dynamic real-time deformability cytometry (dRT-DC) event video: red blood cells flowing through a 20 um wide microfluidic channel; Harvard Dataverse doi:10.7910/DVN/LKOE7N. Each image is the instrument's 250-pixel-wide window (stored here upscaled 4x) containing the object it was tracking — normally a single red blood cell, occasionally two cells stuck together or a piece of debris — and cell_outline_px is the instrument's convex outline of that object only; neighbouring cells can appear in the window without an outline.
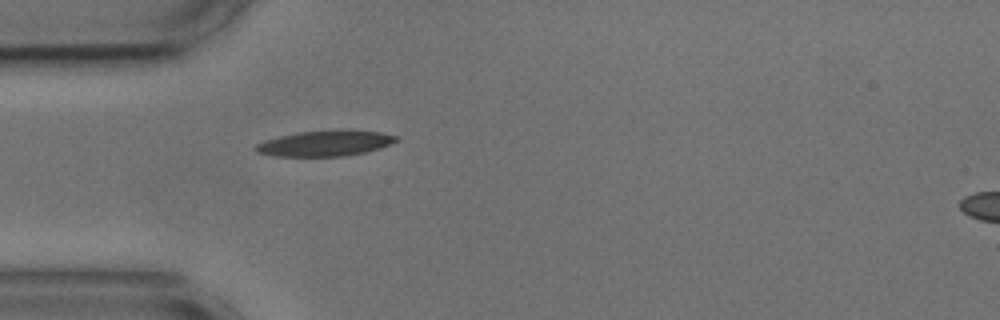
{"species": "common noctule bat (a hibernating species)", "species_latin": "Nyctalus noctula", "temperature_condition": "cold", "stored_images_in_passage": 40, "camera_frame_rate_fps": 3000, "um_per_image_px": 0.085, "animal": {"sex": "male", "body_mass_g": 17.9, "forearm_length_mm": 54.2}, "frame": {"image": 1, "passage_image": 1, "time_ms": 0.0, "image_size_px": [1000, 320], "cell_outline_px": [[400, 140], [380, 148], [364, 152], [344, 156], [276, 156], [256, 152], [252, 148], [256, 144], [264, 140], [296, 132], [336, 128], [352, 128], [380, 132], [396, 136]], "centroid_in_image_um": [27.65, 12.14], "position_along_channel_um": 57.4, "area_um2": 21.62}}
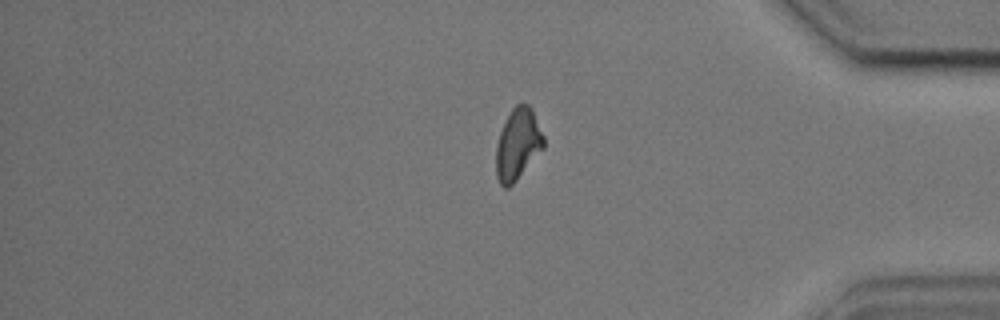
{"frame": {"image": 2, "passage_image": 31, "time_ms": 10.0, "image_size_px": [1000, 320], "cell_outline_px": [[544, 148], [516, 180], [508, 188], [504, 188], [500, 184], [496, 176], [496, 148], [500, 132], [512, 108], [516, 104], [528, 104], [532, 108], [544, 136]], "centroid_in_image_um": [44.02, 12.26], "position_along_channel_um": 391.2, "area_um2": 19.65}}
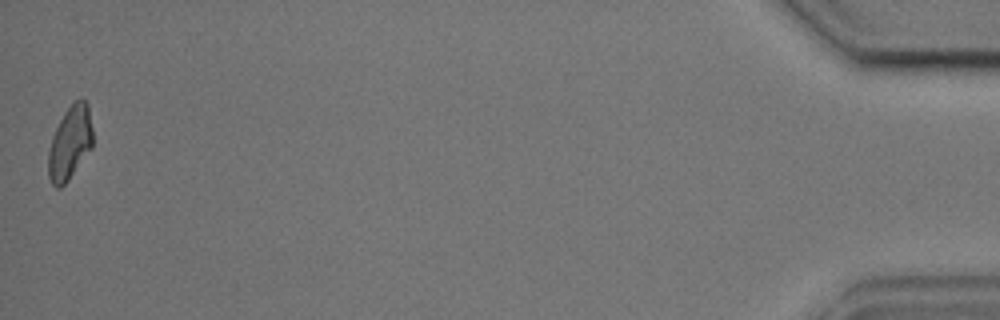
{"frame": {"image": 3, "passage_image": 40, "time_ms": 13.0, "image_size_px": [1000, 320], "cell_outline_px": [[92, 148], [68, 180], [60, 188], [56, 188], [52, 184], [48, 176], [48, 152], [52, 136], [64, 112], [80, 96], [88, 104], [92, 128]], "centroid_in_image_um": [5.94, 12.15], "position_along_channel_um": 429.3, "area_um2": 19.02}, "authors_computed_cell_mechanics": {"area_um2": 19.941, "velocity_mm_per_s": 3.6132, "shape_relaxation_time_tau1_ms": 3.5514, "shape_relaxation_time_tau2_ms": 10.9919, "deformation_change_tau1": 0.1246, "deformation_change_tau2": 0.2089}}